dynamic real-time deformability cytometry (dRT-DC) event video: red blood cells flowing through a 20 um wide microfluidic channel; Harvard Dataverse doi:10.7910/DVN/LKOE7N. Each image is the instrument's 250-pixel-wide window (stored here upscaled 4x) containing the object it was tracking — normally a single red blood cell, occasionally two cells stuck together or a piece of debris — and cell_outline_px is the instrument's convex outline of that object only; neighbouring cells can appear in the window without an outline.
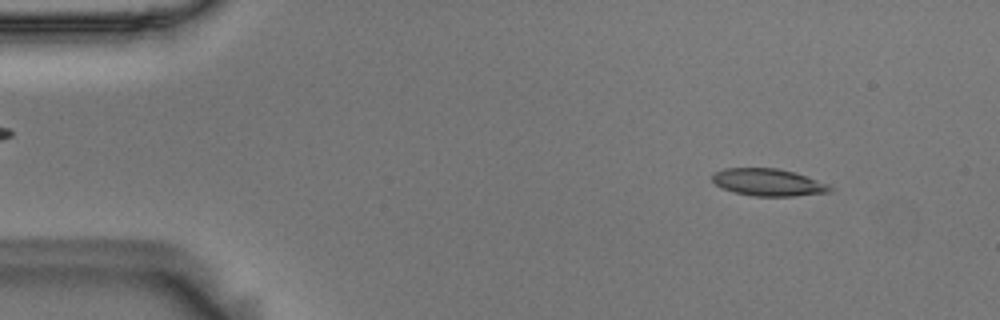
{"species": "Egyptian fruit bat (a non-hibernating species)", "species_latin": "Rousettus aegyptiacus", "temperature_condition": "room temperature", "stored_images_in_passage": 55, "camera_frame_rate_fps": 3000, "um_per_image_px": 0.085, "animal": {"sex": "male"}, "frame": {"image": 1, "passage_image": 6, "time_ms": 1.667, "image_size_px": [1000, 320], "cell_outline_px": [[832, 188], [828, 192], [796, 196], [752, 196], [732, 192], [720, 188], [712, 180], [712, 172], [724, 168], [776, 168], [796, 172], [828, 184]], "centroid_in_image_um": [65.24, 15.49], "position_along_channel_um": 19.8, "area_um2": 18.84}}
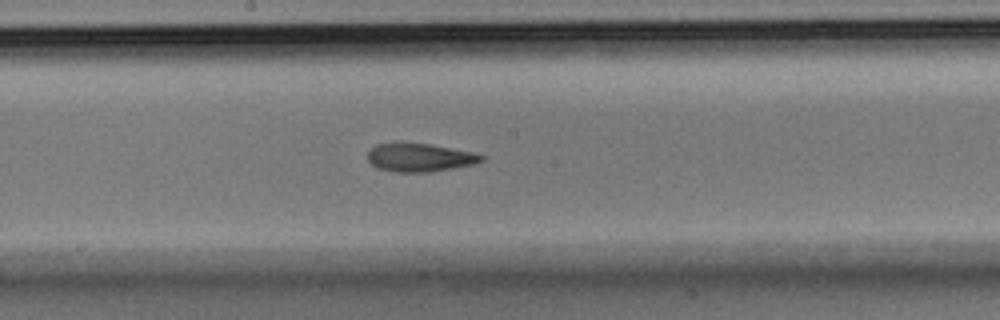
{"frame": {"image": 2, "passage_image": 29, "time_ms": 9.333, "image_size_px": [1000, 320], "cell_outline_px": [[484, 160], [476, 164], [432, 172], [396, 172], [376, 168], [368, 160], [368, 152], [376, 144], [428, 144], [472, 152], [484, 156]], "centroid_in_image_um": [35.7, 13.42], "position_along_channel_um": 212.5, "area_um2": 18.5}}
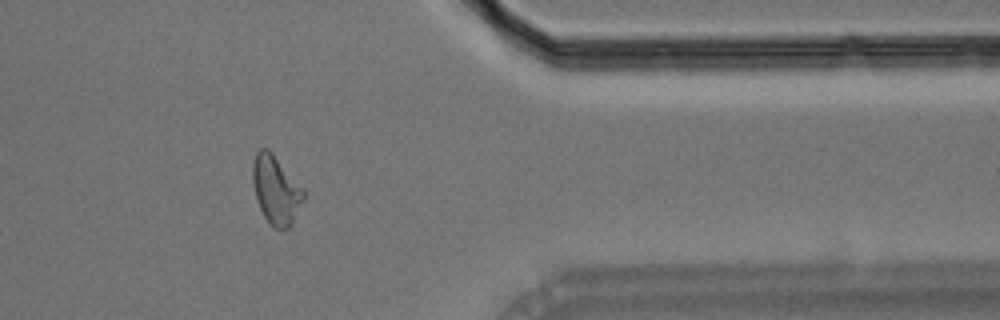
{"frame": {"image": 3, "passage_image": 45, "time_ms": 14.667, "image_size_px": [1000, 320], "cell_outline_px": [[304, 200], [292, 224], [288, 228], [276, 228], [268, 224], [256, 200], [252, 180], [252, 164], [256, 152], [260, 148], [268, 148], [272, 152], [304, 188]], "centroid_in_image_um": [23.45, 16.13], "position_along_channel_um": 387.9, "area_um2": 20.52}, "authors_computed_cell_mechanics": {"area_um2": 19.1896, "velocity_mm_per_s": 3.6112, "shape_relaxation_time_tau1_ms": 8.1816, "shape_relaxation_time_tau2_ms": 3.8904, "deformation_change_tau1": 0.2075, "deformation_change_tau2": 0.1242}}